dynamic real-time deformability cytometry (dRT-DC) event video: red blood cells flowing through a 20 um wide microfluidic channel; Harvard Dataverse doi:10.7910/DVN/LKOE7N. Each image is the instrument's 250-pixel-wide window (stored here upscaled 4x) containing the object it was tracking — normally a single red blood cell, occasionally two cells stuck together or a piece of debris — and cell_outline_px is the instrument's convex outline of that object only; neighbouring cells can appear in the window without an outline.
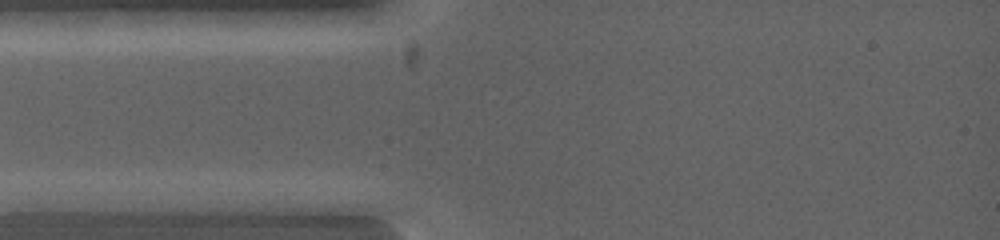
{"species": "common noctule bat (a hibernating species)", "species_latin": "Nyctalus noctula", "temperature_condition": "warm", "stored_images_in_passage": 3, "camera_frame_rate_fps": 5000, "um_per_image_px": 0.085, "animal": {"sex": "female", "body_mass_g": 19.0, "forearm_length_mm": 53.3}, "frame": {"image": 1, "passage_image": 1, "time_ms": 0.0, "image_size_px": [1000, 240], "cell_outline_px": [[100, 200], [84, 212], [28, 212], [16, 208], [20, 192], [80, 192]], "centroid_in_image_um": [4.69, 17.17], "position_along_channel_um": 80.3, "area_um2": 10.46}}